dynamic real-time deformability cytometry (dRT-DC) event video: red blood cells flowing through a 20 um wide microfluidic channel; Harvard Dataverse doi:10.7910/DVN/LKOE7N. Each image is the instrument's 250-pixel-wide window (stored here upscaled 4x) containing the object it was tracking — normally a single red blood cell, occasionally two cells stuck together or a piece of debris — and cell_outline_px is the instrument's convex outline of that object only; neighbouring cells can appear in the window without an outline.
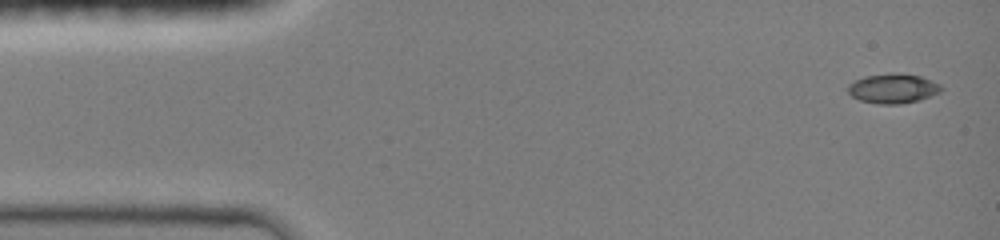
{"species": "common noctule bat (a hibernating species)", "species_latin": "Nyctalus noctula", "temperature_condition": "room temperature", "stored_images_in_passage": 18, "camera_frame_rate_fps": 3000, "um_per_image_px": 0.085, "animal": {"sex": "female", "body_mass_g": 19.0, "forearm_length_mm": 51.5}, "frame": {"image": 1, "passage_image": 1, "time_ms": 0.0, "image_size_px": [1000, 240], "cell_outline_px": [[944, 88], [940, 92], [920, 100], [900, 104], [880, 104], [860, 100], [852, 96], [848, 92], [848, 84], [864, 76], [892, 72], [920, 76], [940, 84]], "centroid_in_image_um": [75.91, 7.51], "position_along_channel_um": 9.1, "area_um2": 16.13}}
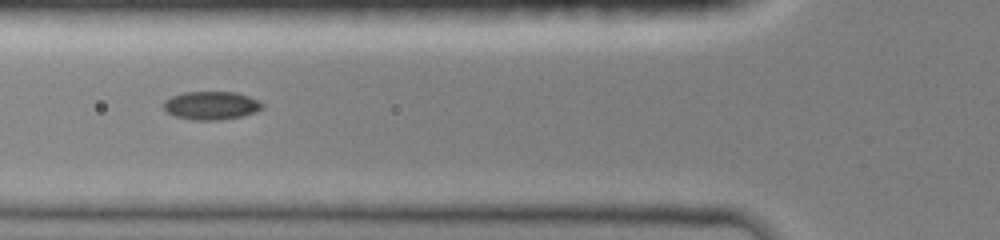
{"frame": {"image": 2, "passage_image": 11, "time_ms": 5.0, "image_size_px": [1000, 240], "cell_outline_px": [[264, 108], [256, 112], [240, 116], [216, 120], [192, 120], [176, 116], [168, 112], [164, 108], [164, 100], [172, 96], [184, 92], [236, 92], [248, 96], [264, 104]], "centroid_in_image_um": [17.96, 8.96], "position_along_channel_um": 107.8, "area_um2": 16.13}}
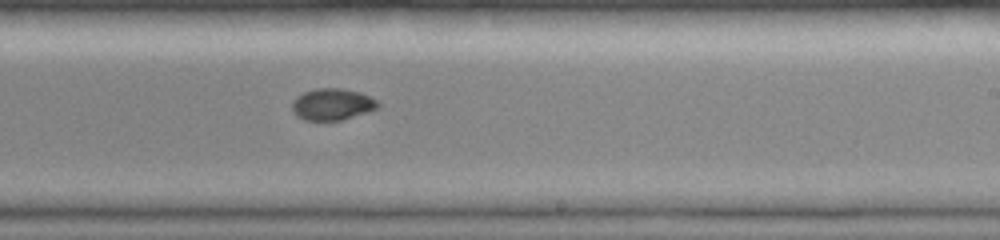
{"frame": {"image": 3, "passage_image": 18, "time_ms": 8.667, "image_size_px": [1000, 240], "cell_outline_px": [[380, 104], [376, 108], [340, 120], [304, 120], [296, 116], [292, 108], [292, 100], [296, 96], [304, 92], [316, 88], [340, 88], [360, 92], [376, 100]], "centroid_in_image_um": [28.18, 8.85], "position_along_channel_um": 260.8, "area_um2": 15.61}}